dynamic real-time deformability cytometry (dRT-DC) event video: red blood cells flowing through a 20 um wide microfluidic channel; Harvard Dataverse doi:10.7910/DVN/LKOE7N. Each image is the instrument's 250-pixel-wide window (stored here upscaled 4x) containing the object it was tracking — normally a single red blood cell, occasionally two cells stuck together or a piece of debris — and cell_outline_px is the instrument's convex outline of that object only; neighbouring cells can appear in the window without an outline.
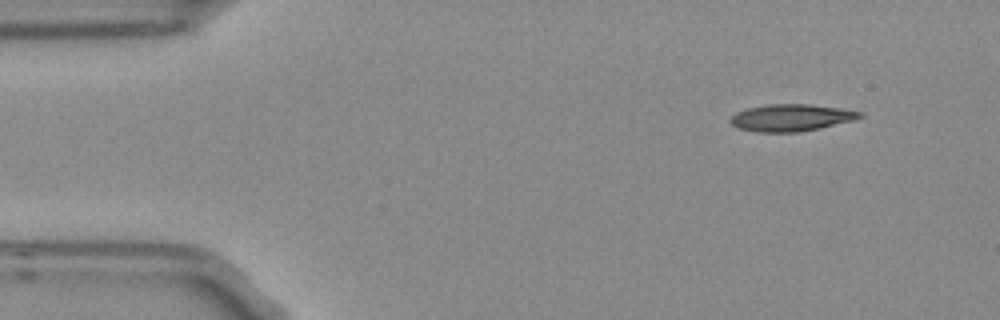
{"species": "Egyptian fruit bat (a non-hibernating species)", "species_latin": "Rousettus aegyptiacus", "temperature_condition": "room temperature", "stored_images_in_passage": 3, "camera_frame_rate_fps": 3000, "um_per_image_px": 0.085, "frame": {"image": 1, "passage_image": 1, "time_ms": 0.0, "image_size_px": [1000, 320], "cell_outline_px": [[864, 116], [852, 120], [820, 128], [800, 132], [756, 132], [740, 128], [732, 124], [728, 120], [736, 112], [748, 108], [768, 104], [808, 104], [840, 108], [864, 112]], "centroid_in_image_um": [67.25, 10.0], "position_along_channel_um": 17.7, "area_um2": 20.29}}
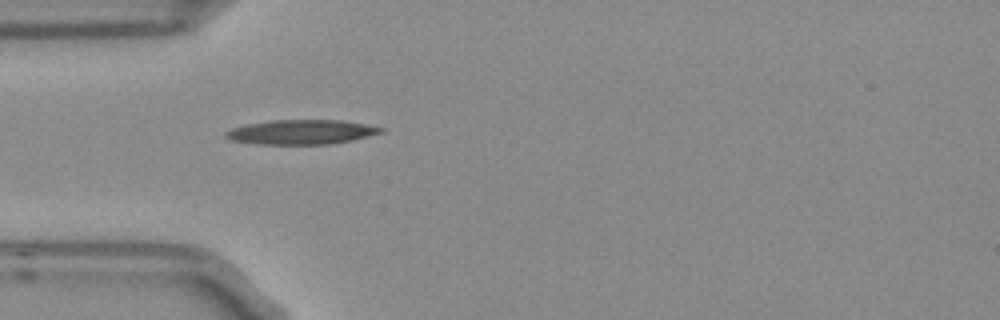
{"frame": {"image": 2, "passage_image": 3, "time_ms": 0.667, "image_size_px": [1000, 320], "cell_outline_px": [[384, 132], [352, 140], [328, 144], [256, 144], [232, 140], [224, 136], [224, 132], [232, 128], [248, 124], [272, 120], [344, 120], [384, 128]], "centroid_in_image_um": [25.61, 11.22], "position_along_channel_um": 59.4, "area_um2": 22.08}}